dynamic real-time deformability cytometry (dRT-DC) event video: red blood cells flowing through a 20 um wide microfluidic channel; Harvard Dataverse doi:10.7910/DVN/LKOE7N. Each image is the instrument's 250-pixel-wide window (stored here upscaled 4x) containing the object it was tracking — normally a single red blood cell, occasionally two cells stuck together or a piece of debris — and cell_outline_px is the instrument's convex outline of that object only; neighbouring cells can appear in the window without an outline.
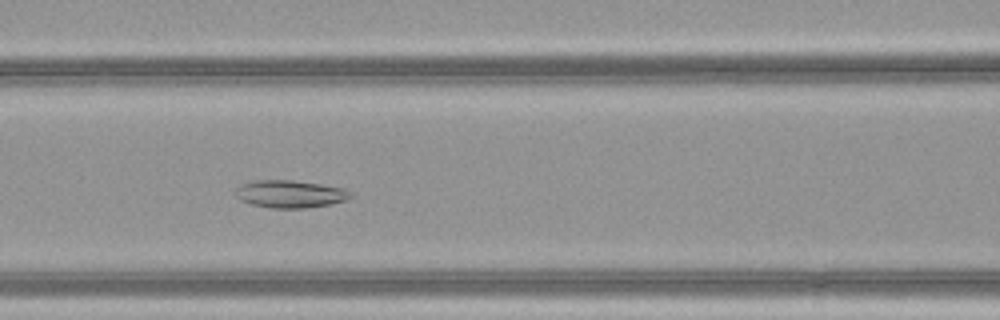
{"species": "common noctule bat (a hibernating species)", "species_latin": "Nyctalus noctula", "temperature_condition": "warm", "stored_images_in_passage": 48, "camera_frame_rate_fps": 3000, "um_per_image_px": 0.085, "animal": {"sex": "female", "body_mass_g": 21.9}, "frame": {"image": 1, "passage_image": 21, "time_ms": 6.667, "image_size_px": [1000, 320], "cell_outline_px": [[352, 196], [348, 200], [332, 204], [304, 208], [272, 208], [252, 204], [240, 200], [236, 196], [236, 188], [240, 184], [256, 180], [292, 180], [320, 184], [344, 188], [352, 192]], "centroid_in_image_um": [24.68, 16.49], "position_along_channel_um": 141.9, "area_um2": 18.55}}
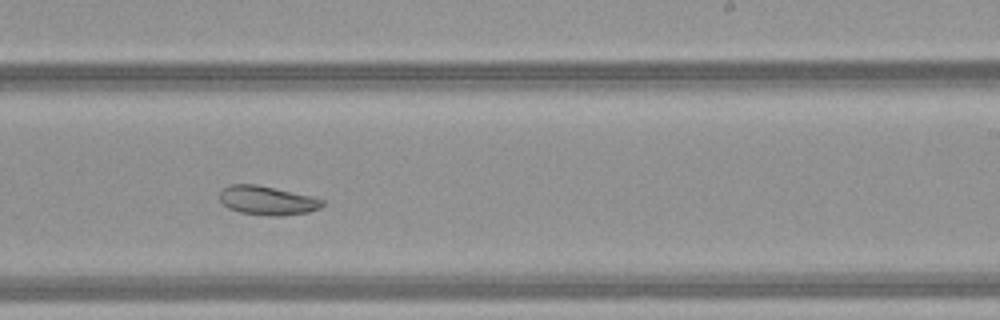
{"frame": {"image": 2, "passage_image": 30, "time_ms": 9.667, "image_size_px": [1000, 320], "cell_outline_px": [[324, 204], [320, 208], [308, 212], [280, 216], [268, 216], [240, 212], [228, 208], [220, 200], [220, 192], [228, 184], [256, 184], [312, 196], [324, 200]], "centroid_in_image_um": [22.72, 17.04], "position_along_channel_um": 266.3, "area_um2": 17.34}}
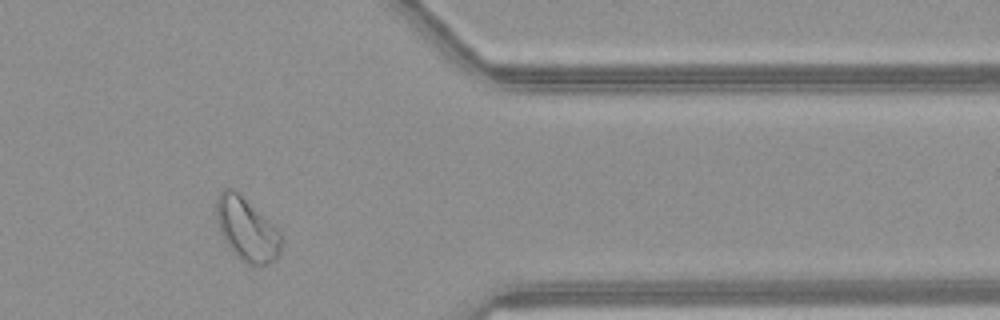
{"frame": {"image": 3, "passage_image": 40, "time_ms": 13.0, "image_size_px": [1000, 320], "cell_outline_px": [[280, 252], [276, 260], [268, 264], [256, 268], [240, 260], [228, 248], [220, 232], [216, 220], [216, 200], [220, 192], [224, 188], [236, 188], [276, 224], [280, 232]], "centroid_in_image_um": [20.98, 19.47], "position_along_channel_um": 390.4, "area_um2": 24.97}}